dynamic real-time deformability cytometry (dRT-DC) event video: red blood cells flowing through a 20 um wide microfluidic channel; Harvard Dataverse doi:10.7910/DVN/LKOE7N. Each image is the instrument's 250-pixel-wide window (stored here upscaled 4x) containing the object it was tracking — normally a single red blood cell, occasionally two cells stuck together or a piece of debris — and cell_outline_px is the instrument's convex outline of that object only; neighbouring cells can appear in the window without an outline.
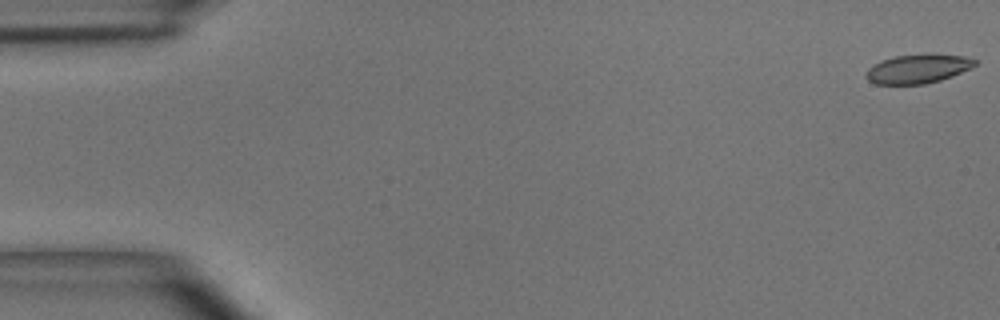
{"species": "common noctule bat (a hibernating species)", "species_latin": "Nyctalus noctula", "temperature_condition": "room temperature", "stored_images_in_passage": 50, "camera_frame_rate_fps": 3000, "um_per_image_px": 0.085, "animal": {"sex": "male", "body_mass_g": 15.6}, "frame": {"image": 1, "passage_image": 1, "time_ms": 0.0, "image_size_px": [1000, 320], "cell_outline_px": [[976, 64], [952, 76], [940, 80], [924, 84], [876, 84], [868, 80], [864, 76], [868, 68], [880, 60], [896, 56], [928, 52], [964, 56], [976, 60]], "centroid_in_image_um": [77.98, 5.82], "position_along_channel_um": 7.0, "area_um2": 18.61}}
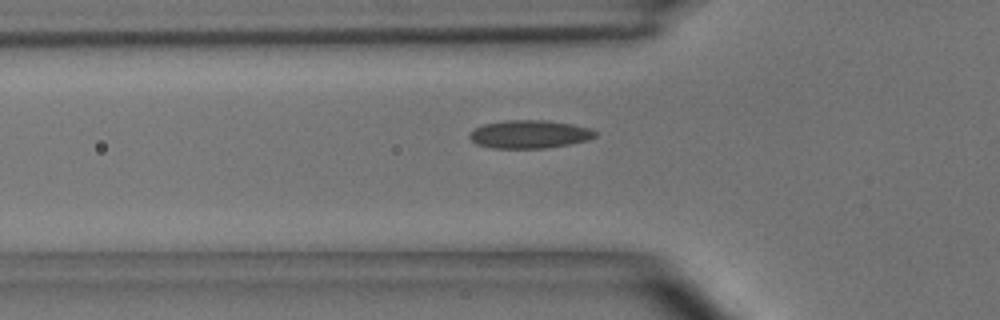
{"frame": {"image": 2, "passage_image": 17, "time_ms": 5.333, "image_size_px": [1000, 320], "cell_outline_px": [[596, 136], [588, 140], [548, 148], [492, 148], [476, 144], [468, 136], [468, 132], [472, 128], [484, 124], [504, 120], [548, 120], [572, 124], [588, 128], [596, 132]], "centroid_in_image_um": [44.95, 11.4], "position_along_channel_um": 80.8, "area_um2": 20.75}}
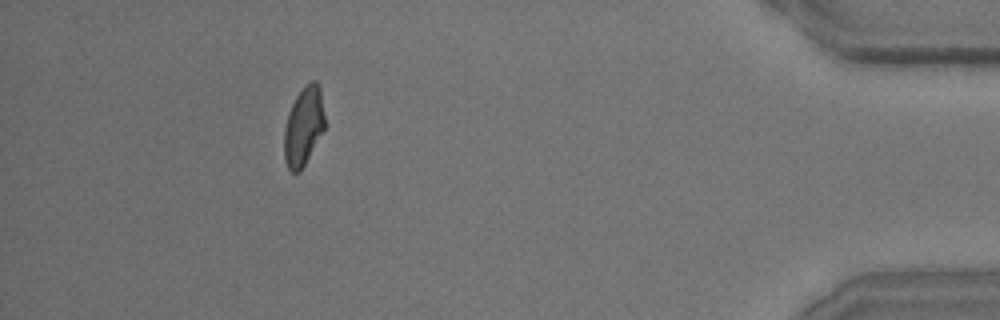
{"frame": {"image": 3, "passage_image": 46, "time_ms": 15.0, "image_size_px": [1000, 320], "cell_outline_px": [[324, 128], [300, 172], [292, 172], [288, 168], [284, 160], [284, 128], [288, 112], [296, 96], [312, 80], [316, 80], [320, 84], [324, 116]], "centroid_in_image_um": [25.79, 10.73], "position_along_channel_um": 409.4, "area_um2": 18.38}, "authors_computed_cell_mechanics": {"area_um2": 19.4497, "velocity_mm_per_s": 3.9642, "shape_relaxation_time_tau1_ms": 5.2266, "shape_relaxation_time_tau2_ms": 1.078, "deformation_change_tau1": 0.1605, "deformation_change_tau2": 0.0741}}